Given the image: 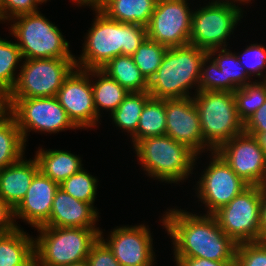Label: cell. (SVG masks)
<instances>
[{"instance_id":"1f68e13d","label":"cell","mask_w":266,"mask_h":266,"mask_svg":"<svg viewBox=\"0 0 266 266\" xmlns=\"http://www.w3.org/2000/svg\"><path fill=\"white\" fill-rule=\"evenodd\" d=\"M167 49L168 47L147 37L132 55L134 63L148 81L160 67Z\"/></svg>"},{"instance_id":"f6af8a7d","label":"cell","mask_w":266,"mask_h":266,"mask_svg":"<svg viewBox=\"0 0 266 266\" xmlns=\"http://www.w3.org/2000/svg\"><path fill=\"white\" fill-rule=\"evenodd\" d=\"M258 142H259V145L260 147L263 149L265 155H266V132L264 133H259L257 136H256Z\"/></svg>"},{"instance_id":"74e56055","label":"cell","mask_w":266,"mask_h":266,"mask_svg":"<svg viewBox=\"0 0 266 266\" xmlns=\"http://www.w3.org/2000/svg\"><path fill=\"white\" fill-rule=\"evenodd\" d=\"M89 266H121L111 249L99 237L87 256Z\"/></svg>"},{"instance_id":"bcb514c9","label":"cell","mask_w":266,"mask_h":266,"mask_svg":"<svg viewBox=\"0 0 266 266\" xmlns=\"http://www.w3.org/2000/svg\"><path fill=\"white\" fill-rule=\"evenodd\" d=\"M64 266H89V265H88L87 259H85L83 261L75 262V263L64 265Z\"/></svg>"},{"instance_id":"277c9868","label":"cell","mask_w":266,"mask_h":266,"mask_svg":"<svg viewBox=\"0 0 266 266\" xmlns=\"http://www.w3.org/2000/svg\"><path fill=\"white\" fill-rule=\"evenodd\" d=\"M133 147L142 169L154 180L178 184L193 174L198 155L170 136L147 137Z\"/></svg>"},{"instance_id":"d4e9b609","label":"cell","mask_w":266,"mask_h":266,"mask_svg":"<svg viewBox=\"0 0 266 266\" xmlns=\"http://www.w3.org/2000/svg\"><path fill=\"white\" fill-rule=\"evenodd\" d=\"M208 55L220 69V91L234 92L237 88L252 82L236 53L227 48H220L209 50Z\"/></svg>"},{"instance_id":"4fadbf2b","label":"cell","mask_w":266,"mask_h":266,"mask_svg":"<svg viewBox=\"0 0 266 266\" xmlns=\"http://www.w3.org/2000/svg\"><path fill=\"white\" fill-rule=\"evenodd\" d=\"M188 0H157L146 26L148 38L168 48L189 45L193 10Z\"/></svg>"},{"instance_id":"52a82bcc","label":"cell","mask_w":266,"mask_h":266,"mask_svg":"<svg viewBox=\"0 0 266 266\" xmlns=\"http://www.w3.org/2000/svg\"><path fill=\"white\" fill-rule=\"evenodd\" d=\"M203 140L215 151L244 132V122L236 109L233 92L198 91L193 94Z\"/></svg>"},{"instance_id":"f35d334b","label":"cell","mask_w":266,"mask_h":266,"mask_svg":"<svg viewBox=\"0 0 266 266\" xmlns=\"http://www.w3.org/2000/svg\"><path fill=\"white\" fill-rule=\"evenodd\" d=\"M244 132L254 137L259 133L266 132V101L244 123Z\"/></svg>"},{"instance_id":"3957f363","label":"cell","mask_w":266,"mask_h":266,"mask_svg":"<svg viewBox=\"0 0 266 266\" xmlns=\"http://www.w3.org/2000/svg\"><path fill=\"white\" fill-rule=\"evenodd\" d=\"M208 51L193 45L167 49L160 67L150 79L148 92L157 99L192 97L189 89L199 88L202 63Z\"/></svg>"},{"instance_id":"c3c4849f","label":"cell","mask_w":266,"mask_h":266,"mask_svg":"<svg viewBox=\"0 0 266 266\" xmlns=\"http://www.w3.org/2000/svg\"><path fill=\"white\" fill-rule=\"evenodd\" d=\"M4 0H0V9L3 7Z\"/></svg>"},{"instance_id":"f1b7e54d","label":"cell","mask_w":266,"mask_h":266,"mask_svg":"<svg viewBox=\"0 0 266 266\" xmlns=\"http://www.w3.org/2000/svg\"><path fill=\"white\" fill-rule=\"evenodd\" d=\"M146 92H129L119 104L118 108L110 115L112 123L132 136L138 128V121L146 101L150 98Z\"/></svg>"},{"instance_id":"d6a6232c","label":"cell","mask_w":266,"mask_h":266,"mask_svg":"<svg viewBox=\"0 0 266 266\" xmlns=\"http://www.w3.org/2000/svg\"><path fill=\"white\" fill-rule=\"evenodd\" d=\"M98 179L82 168L64 180L59 187L75 199L90 203L94 207Z\"/></svg>"},{"instance_id":"4dcf8cb0","label":"cell","mask_w":266,"mask_h":266,"mask_svg":"<svg viewBox=\"0 0 266 266\" xmlns=\"http://www.w3.org/2000/svg\"><path fill=\"white\" fill-rule=\"evenodd\" d=\"M233 95L239 117L245 123L266 101V80L247 83L237 88Z\"/></svg>"},{"instance_id":"cb8c5ba5","label":"cell","mask_w":266,"mask_h":266,"mask_svg":"<svg viewBox=\"0 0 266 266\" xmlns=\"http://www.w3.org/2000/svg\"><path fill=\"white\" fill-rule=\"evenodd\" d=\"M25 148L15 118L4 108L0 112V170L25 157Z\"/></svg>"},{"instance_id":"5bb4252c","label":"cell","mask_w":266,"mask_h":266,"mask_svg":"<svg viewBox=\"0 0 266 266\" xmlns=\"http://www.w3.org/2000/svg\"><path fill=\"white\" fill-rule=\"evenodd\" d=\"M215 151L249 186L266 184V155L256 137L243 132Z\"/></svg>"},{"instance_id":"7bdbcfd3","label":"cell","mask_w":266,"mask_h":266,"mask_svg":"<svg viewBox=\"0 0 266 266\" xmlns=\"http://www.w3.org/2000/svg\"><path fill=\"white\" fill-rule=\"evenodd\" d=\"M73 2H75L76 4H78V6H90V7H97L100 4V0H72Z\"/></svg>"},{"instance_id":"7a4b0ae2","label":"cell","mask_w":266,"mask_h":266,"mask_svg":"<svg viewBox=\"0 0 266 266\" xmlns=\"http://www.w3.org/2000/svg\"><path fill=\"white\" fill-rule=\"evenodd\" d=\"M92 10L96 18L85 36L82 54L74 57L76 68L100 69L116 56H132L148 37L143 25L109 19L97 7Z\"/></svg>"},{"instance_id":"603a6c76","label":"cell","mask_w":266,"mask_h":266,"mask_svg":"<svg viewBox=\"0 0 266 266\" xmlns=\"http://www.w3.org/2000/svg\"><path fill=\"white\" fill-rule=\"evenodd\" d=\"M157 0H102L97 8L109 19L147 26Z\"/></svg>"},{"instance_id":"ba28073f","label":"cell","mask_w":266,"mask_h":266,"mask_svg":"<svg viewBox=\"0 0 266 266\" xmlns=\"http://www.w3.org/2000/svg\"><path fill=\"white\" fill-rule=\"evenodd\" d=\"M39 12L11 19L10 35L17 39L23 59L74 58L59 28Z\"/></svg>"},{"instance_id":"6da1fadb","label":"cell","mask_w":266,"mask_h":266,"mask_svg":"<svg viewBox=\"0 0 266 266\" xmlns=\"http://www.w3.org/2000/svg\"><path fill=\"white\" fill-rule=\"evenodd\" d=\"M174 245L175 258H203L235 262L237 244L220 228L213 215H196L171 208L160 221Z\"/></svg>"},{"instance_id":"d590c367","label":"cell","mask_w":266,"mask_h":266,"mask_svg":"<svg viewBox=\"0 0 266 266\" xmlns=\"http://www.w3.org/2000/svg\"><path fill=\"white\" fill-rule=\"evenodd\" d=\"M39 4L38 0H4L0 9V21H11L16 16L38 12Z\"/></svg>"},{"instance_id":"b9f144b4","label":"cell","mask_w":266,"mask_h":266,"mask_svg":"<svg viewBox=\"0 0 266 266\" xmlns=\"http://www.w3.org/2000/svg\"><path fill=\"white\" fill-rule=\"evenodd\" d=\"M260 241H266V184L261 186Z\"/></svg>"},{"instance_id":"9a60e30c","label":"cell","mask_w":266,"mask_h":266,"mask_svg":"<svg viewBox=\"0 0 266 266\" xmlns=\"http://www.w3.org/2000/svg\"><path fill=\"white\" fill-rule=\"evenodd\" d=\"M92 77V69L75 68L65 79L56 96L78 129L97 127L100 119L94 105Z\"/></svg>"},{"instance_id":"60d3db41","label":"cell","mask_w":266,"mask_h":266,"mask_svg":"<svg viewBox=\"0 0 266 266\" xmlns=\"http://www.w3.org/2000/svg\"><path fill=\"white\" fill-rule=\"evenodd\" d=\"M176 266H236V262H219L203 258H174Z\"/></svg>"},{"instance_id":"484cf974","label":"cell","mask_w":266,"mask_h":266,"mask_svg":"<svg viewBox=\"0 0 266 266\" xmlns=\"http://www.w3.org/2000/svg\"><path fill=\"white\" fill-rule=\"evenodd\" d=\"M100 69L128 92L148 91L149 81L140 72L132 56H116Z\"/></svg>"},{"instance_id":"ab89813d","label":"cell","mask_w":266,"mask_h":266,"mask_svg":"<svg viewBox=\"0 0 266 266\" xmlns=\"http://www.w3.org/2000/svg\"><path fill=\"white\" fill-rule=\"evenodd\" d=\"M16 223L14 209L0 198V235L20 228Z\"/></svg>"},{"instance_id":"5b68a950","label":"cell","mask_w":266,"mask_h":266,"mask_svg":"<svg viewBox=\"0 0 266 266\" xmlns=\"http://www.w3.org/2000/svg\"><path fill=\"white\" fill-rule=\"evenodd\" d=\"M34 238L35 266H64L87 259L99 228L40 226Z\"/></svg>"},{"instance_id":"ffe728a7","label":"cell","mask_w":266,"mask_h":266,"mask_svg":"<svg viewBox=\"0 0 266 266\" xmlns=\"http://www.w3.org/2000/svg\"><path fill=\"white\" fill-rule=\"evenodd\" d=\"M39 171L36 159L25 160L23 157L14 164L0 170V198L15 209L23 200Z\"/></svg>"},{"instance_id":"8fae6325","label":"cell","mask_w":266,"mask_h":266,"mask_svg":"<svg viewBox=\"0 0 266 266\" xmlns=\"http://www.w3.org/2000/svg\"><path fill=\"white\" fill-rule=\"evenodd\" d=\"M6 109L15 118L24 142L31 131L55 134L67 129H78L56 96L16 98Z\"/></svg>"},{"instance_id":"44dd1931","label":"cell","mask_w":266,"mask_h":266,"mask_svg":"<svg viewBox=\"0 0 266 266\" xmlns=\"http://www.w3.org/2000/svg\"><path fill=\"white\" fill-rule=\"evenodd\" d=\"M34 158L39 171L58 184L83 168L82 158L72 154L71 151L38 148Z\"/></svg>"},{"instance_id":"e0dca14e","label":"cell","mask_w":266,"mask_h":266,"mask_svg":"<svg viewBox=\"0 0 266 266\" xmlns=\"http://www.w3.org/2000/svg\"><path fill=\"white\" fill-rule=\"evenodd\" d=\"M166 134L184 143L198 156L214 151L202 137L199 114L193 97L165 99Z\"/></svg>"},{"instance_id":"83f0119b","label":"cell","mask_w":266,"mask_h":266,"mask_svg":"<svg viewBox=\"0 0 266 266\" xmlns=\"http://www.w3.org/2000/svg\"><path fill=\"white\" fill-rule=\"evenodd\" d=\"M166 134L165 100L150 97L141 112L137 131L131 136L134 146L139 140Z\"/></svg>"},{"instance_id":"4316f807","label":"cell","mask_w":266,"mask_h":266,"mask_svg":"<svg viewBox=\"0 0 266 266\" xmlns=\"http://www.w3.org/2000/svg\"><path fill=\"white\" fill-rule=\"evenodd\" d=\"M92 76L98 78L91 82L97 115L101 116V108L112 114L129 92L101 69H92Z\"/></svg>"},{"instance_id":"681fc988","label":"cell","mask_w":266,"mask_h":266,"mask_svg":"<svg viewBox=\"0 0 266 266\" xmlns=\"http://www.w3.org/2000/svg\"><path fill=\"white\" fill-rule=\"evenodd\" d=\"M38 1H39L40 4H42L44 2L46 3L48 0H38Z\"/></svg>"},{"instance_id":"ee69618b","label":"cell","mask_w":266,"mask_h":266,"mask_svg":"<svg viewBox=\"0 0 266 266\" xmlns=\"http://www.w3.org/2000/svg\"><path fill=\"white\" fill-rule=\"evenodd\" d=\"M251 3V0H213L212 3H225V4H233V5H236L237 3V6H239V4L241 3L243 5V2H244V5H245V2L246 3ZM239 2V4H238Z\"/></svg>"},{"instance_id":"8d00e7d4","label":"cell","mask_w":266,"mask_h":266,"mask_svg":"<svg viewBox=\"0 0 266 266\" xmlns=\"http://www.w3.org/2000/svg\"><path fill=\"white\" fill-rule=\"evenodd\" d=\"M198 91H220V69L209 55L202 63Z\"/></svg>"},{"instance_id":"9c48e42d","label":"cell","mask_w":266,"mask_h":266,"mask_svg":"<svg viewBox=\"0 0 266 266\" xmlns=\"http://www.w3.org/2000/svg\"><path fill=\"white\" fill-rule=\"evenodd\" d=\"M208 3L193 11L189 44L206 51L226 48L243 11L233 4Z\"/></svg>"},{"instance_id":"f546056e","label":"cell","mask_w":266,"mask_h":266,"mask_svg":"<svg viewBox=\"0 0 266 266\" xmlns=\"http://www.w3.org/2000/svg\"><path fill=\"white\" fill-rule=\"evenodd\" d=\"M22 59L17 43L0 37V99L14 87L18 76L16 67Z\"/></svg>"},{"instance_id":"2e32d148","label":"cell","mask_w":266,"mask_h":266,"mask_svg":"<svg viewBox=\"0 0 266 266\" xmlns=\"http://www.w3.org/2000/svg\"><path fill=\"white\" fill-rule=\"evenodd\" d=\"M110 232L109 237L104 239L103 231H100V238L121 266H153L155 252L149 226H117Z\"/></svg>"},{"instance_id":"7c38bea8","label":"cell","mask_w":266,"mask_h":266,"mask_svg":"<svg viewBox=\"0 0 266 266\" xmlns=\"http://www.w3.org/2000/svg\"><path fill=\"white\" fill-rule=\"evenodd\" d=\"M210 157L195 187L199 201L208 209L207 215H213L249 187L216 151H211Z\"/></svg>"},{"instance_id":"8992f818","label":"cell","mask_w":266,"mask_h":266,"mask_svg":"<svg viewBox=\"0 0 266 266\" xmlns=\"http://www.w3.org/2000/svg\"><path fill=\"white\" fill-rule=\"evenodd\" d=\"M16 83L2 99L6 109L16 98L55 97L76 68L75 58L24 59Z\"/></svg>"},{"instance_id":"d6986e66","label":"cell","mask_w":266,"mask_h":266,"mask_svg":"<svg viewBox=\"0 0 266 266\" xmlns=\"http://www.w3.org/2000/svg\"><path fill=\"white\" fill-rule=\"evenodd\" d=\"M99 212L90 203L75 199L60 187L57 189L49 219L42 226L65 228L96 227Z\"/></svg>"},{"instance_id":"e575fe53","label":"cell","mask_w":266,"mask_h":266,"mask_svg":"<svg viewBox=\"0 0 266 266\" xmlns=\"http://www.w3.org/2000/svg\"><path fill=\"white\" fill-rule=\"evenodd\" d=\"M235 262L236 266H266V241L237 244Z\"/></svg>"},{"instance_id":"ac0fdd59","label":"cell","mask_w":266,"mask_h":266,"mask_svg":"<svg viewBox=\"0 0 266 266\" xmlns=\"http://www.w3.org/2000/svg\"><path fill=\"white\" fill-rule=\"evenodd\" d=\"M59 184L38 171L25 197L14 209L15 219L26 221L31 227L42 226L50 217L52 203Z\"/></svg>"},{"instance_id":"7dc6e473","label":"cell","mask_w":266,"mask_h":266,"mask_svg":"<svg viewBox=\"0 0 266 266\" xmlns=\"http://www.w3.org/2000/svg\"><path fill=\"white\" fill-rule=\"evenodd\" d=\"M4 109V105H3V102H2V99H0V112Z\"/></svg>"},{"instance_id":"836d02e7","label":"cell","mask_w":266,"mask_h":266,"mask_svg":"<svg viewBox=\"0 0 266 266\" xmlns=\"http://www.w3.org/2000/svg\"><path fill=\"white\" fill-rule=\"evenodd\" d=\"M236 56L250 78L253 74L254 77H263V80H266V74L263 75V71L266 73V49L264 45L257 43L249 46L247 45V48L243 50V53H236Z\"/></svg>"},{"instance_id":"7402d4cb","label":"cell","mask_w":266,"mask_h":266,"mask_svg":"<svg viewBox=\"0 0 266 266\" xmlns=\"http://www.w3.org/2000/svg\"><path fill=\"white\" fill-rule=\"evenodd\" d=\"M0 266H35L34 238L21 228L0 235Z\"/></svg>"},{"instance_id":"30bf717a","label":"cell","mask_w":266,"mask_h":266,"mask_svg":"<svg viewBox=\"0 0 266 266\" xmlns=\"http://www.w3.org/2000/svg\"><path fill=\"white\" fill-rule=\"evenodd\" d=\"M261 186H249L216 211L221 230L236 244L260 241Z\"/></svg>"}]
</instances>
